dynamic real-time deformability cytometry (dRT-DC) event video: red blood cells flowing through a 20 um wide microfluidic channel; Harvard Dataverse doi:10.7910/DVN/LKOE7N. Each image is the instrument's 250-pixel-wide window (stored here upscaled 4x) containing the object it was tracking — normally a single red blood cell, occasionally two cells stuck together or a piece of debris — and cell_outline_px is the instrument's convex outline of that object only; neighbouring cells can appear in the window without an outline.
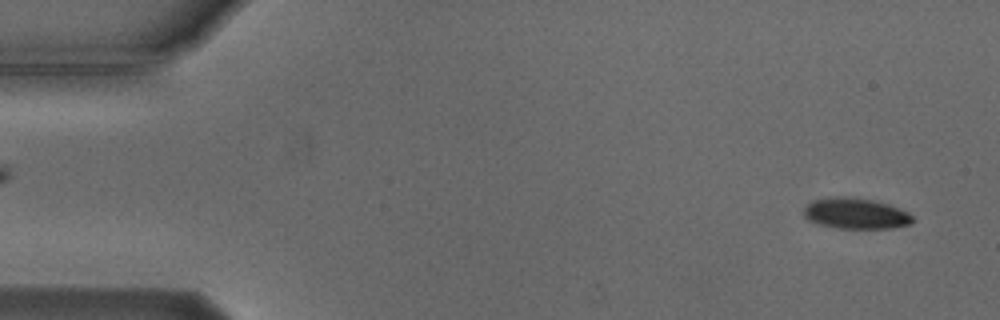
{"species": "Egyptian fruit bat (a non-hibernating species)", "species_latin": "Rousettus aegyptiacus", "temperature_condition": "cold", "stored_images_in_passage": 5, "segment_of_instrument_passage": [2, 2], "camera_frame_rate_fps": 3000, "um_per_image_px": 0.085, "animal": {"sex": "male"}, "frame": {"image": 1, "passage_image": 5, "time_ms": 5.667, "image_size_px": [1000, 320], "cell_outline_px": [[912, 220], [908, 224], [888, 228], [840, 228], [820, 224], [808, 220], [804, 216], [804, 208], [812, 200], [832, 196], [852, 196], [872, 200], [888, 204], [908, 212], [912, 216]], "centroid_in_image_um": [72.69, 18.12], "position_along_channel_um": 12.3, "area_um2": 19.42}}